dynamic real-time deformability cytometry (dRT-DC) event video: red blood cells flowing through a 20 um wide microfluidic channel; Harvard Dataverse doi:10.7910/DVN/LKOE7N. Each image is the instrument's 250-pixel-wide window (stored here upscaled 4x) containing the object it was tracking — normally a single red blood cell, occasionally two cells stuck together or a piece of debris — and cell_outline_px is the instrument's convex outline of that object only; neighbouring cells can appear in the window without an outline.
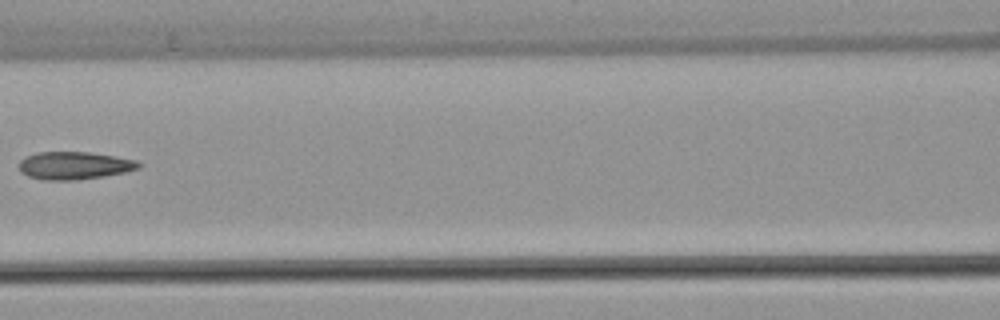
{"species": "common noctule bat (a hibernating species)", "species_latin": "Nyctalus noctula", "temperature_condition": "warm", "stored_images_in_passage": 8, "camera_frame_rate_fps": 3000, "um_per_image_px": 0.085, "animal": {"sex": "female", "body_mass_g": 22.7, "forearm_length_mm": 54.2}, "frame": {"image": 1, "passage_image": 8, "time_ms": 2.333, "image_size_px": [1000, 320], "cell_outline_px": [[140, 168], [124, 172], [104, 176], [72, 180], [44, 180], [28, 176], [20, 172], [20, 160], [24, 156], [36, 152], [88, 152], [136, 160], [140, 164]], "centroid_in_image_um": [6.27, 14.07], "position_along_channel_um": 160.3, "area_um2": 19.19}}